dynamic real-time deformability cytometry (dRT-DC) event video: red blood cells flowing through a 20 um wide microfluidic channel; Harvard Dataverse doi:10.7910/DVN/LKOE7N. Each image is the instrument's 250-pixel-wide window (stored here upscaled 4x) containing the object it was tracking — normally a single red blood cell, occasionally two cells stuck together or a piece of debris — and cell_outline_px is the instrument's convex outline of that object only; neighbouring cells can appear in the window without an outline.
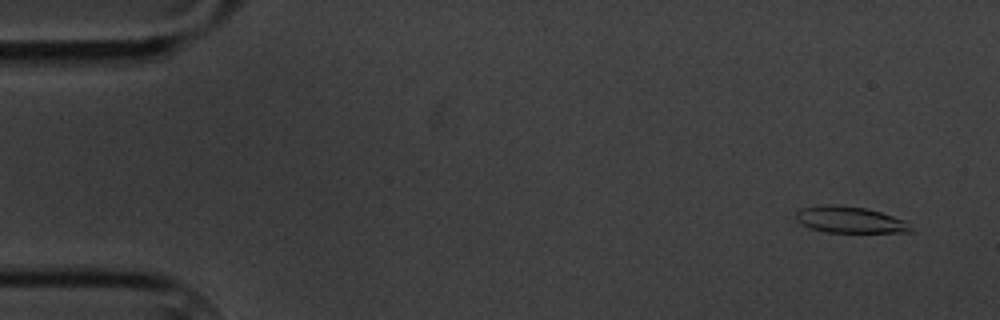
{"species": "common noctule bat (a hibernating species)", "species_latin": "Nyctalus noctula", "temperature_condition": "cold", "stored_images_in_passage": 4, "camera_frame_rate_fps": 3000, "um_per_image_px": 0.085, "animal": {"sex": "male", "body_mass_g": 20.1, "forearm_length_mm": 53.5}, "frame": {"image": 1, "passage_image": 1, "time_ms": 0.0, "image_size_px": [1000, 320], "cell_outline_px": [[912, 232], [824, 232], [808, 228], [800, 224], [796, 220], [796, 212], [800, 208], [824, 204], [832, 204], [868, 208], [904, 220], [912, 228]], "centroid_in_image_um": [72.17, 18.67], "position_along_channel_um": 12.8, "area_um2": 17.8}}